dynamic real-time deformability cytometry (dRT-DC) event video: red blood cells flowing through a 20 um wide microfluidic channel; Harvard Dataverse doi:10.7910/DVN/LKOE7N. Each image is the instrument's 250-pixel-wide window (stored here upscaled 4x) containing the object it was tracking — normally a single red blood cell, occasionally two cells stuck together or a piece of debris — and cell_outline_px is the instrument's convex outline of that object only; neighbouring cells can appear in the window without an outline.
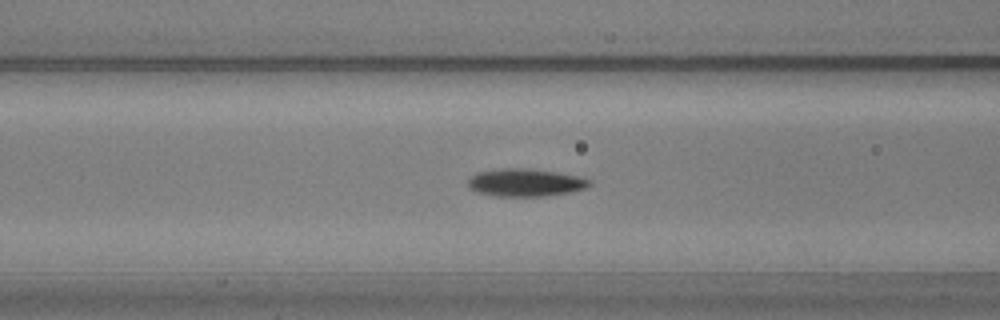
{"species": "common noctule bat (a hibernating species)", "species_latin": "Nyctalus noctula", "temperature_condition": "warm", "stored_images_in_passage": 55, "camera_frame_rate_fps": 3000, "um_per_image_px": 0.085, "animal": {"sex": "male", "body_mass_g": 20.5, "forearm_length_mm": 52.5}, "frame": {"image": 1, "passage_image": 21, "time_ms": 6.667, "image_size_px": [1000, 320], "cell_outline_px": [[592, 184], [588, 188], [568, 192], [544, 196], [496, 196], [480, 192], [468, 188], [468, 180], [476, 172], [500, 168], [528, 168], [556, 172], [580, 176], [592, 180]], "centroid_in_image_um": [44.69, 15.5], "position_along_channel_um": 121.9, "area_um2": 19.71}}
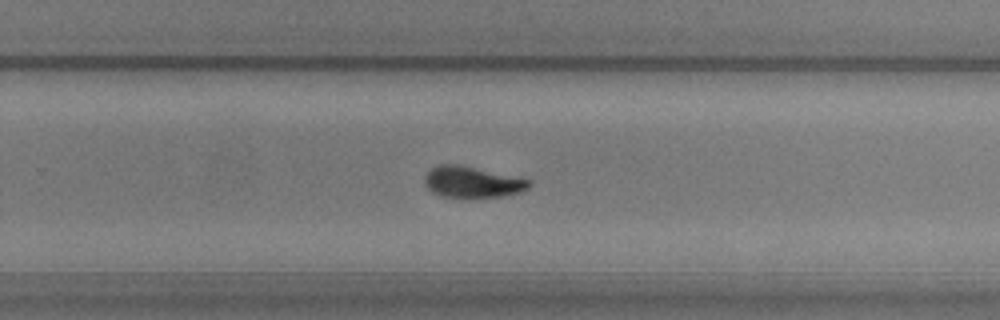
{"frame": {"image": 2, "passage_image": 35, "time_ms": 11.333, "image_size_px": [1000, 320], "cell_outline_px": [[532, 184], [528, 188], [520, 192], [500, 196], [440, 196], [432, 192], [424, 184], [424, 176], [432, 168], [440, 164], [460, 164], [532, 180]], "centroid_in_image_um": [40.13, 15.45], "position_along_channel_um": 289.7, "area_um2": 18.73}}
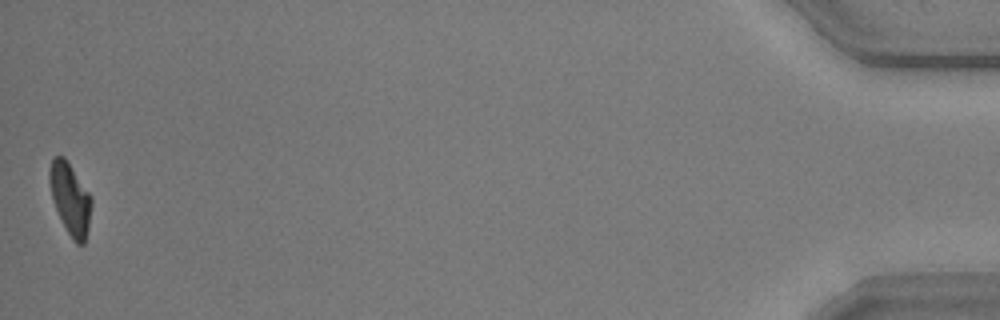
{"frame": {"image": 3, "passage_image": 55, "time_ms": 18.0, "image_size_px": [1000, 320], "cell_outline_px": [[92, 204], [88, 228], [84, 244], [76, 244], [72, 240], [56, 208], [52, 196], [48, 180], [48, 172], [52, 160], [56, 156], [64, 156], [92, 196]], "centroid_in_image_um": [5.98, 16.88], "position_along_channel_um": 429.2, "area_um2": 17.34}, "authors_computed_cell_mechanics": {"area_um2": 18.7272, "velocity_mm_per_s": 3.5941, "shape_relaxation_time_tau1_ms": 3.098, "shape_relaxation_time_tau2_ms": null, "deformation_change_tau1": 0.1599, "deformation_change_tau2": null}}